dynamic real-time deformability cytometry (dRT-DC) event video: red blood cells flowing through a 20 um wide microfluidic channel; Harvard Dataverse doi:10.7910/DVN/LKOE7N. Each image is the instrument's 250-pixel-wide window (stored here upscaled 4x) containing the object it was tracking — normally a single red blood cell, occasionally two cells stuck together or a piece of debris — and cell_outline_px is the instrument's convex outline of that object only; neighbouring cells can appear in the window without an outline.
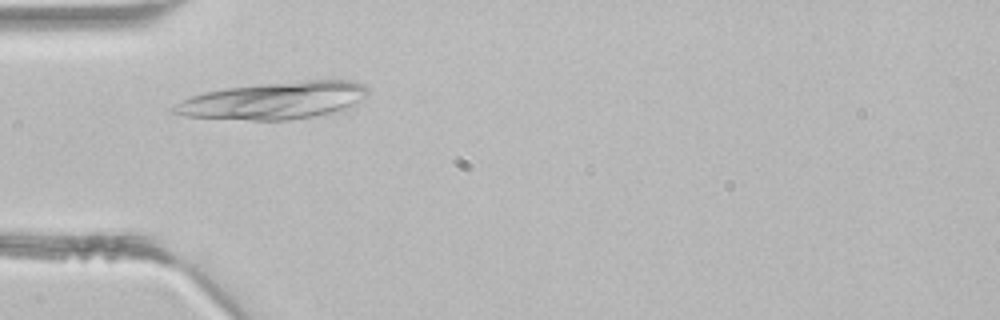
{"species": "common noctule bat (a hibernating species)", "species_latin": "Nyctalus noctula", "temperature_condition": "room temperature", "stored_images_in_passage": 1, "camera_frame_rate_fps": 3000, "um_per_image_px": 0.085, "animal": {"sex": "male", "body_mass_g": 21.5, "forearm_length_mm": 52.0}, "frame": {"image": 1, "passage_image": 1, "time_ms": 0.0, "image_size_px": [1000, 320], "cell_outline_px": [[368, 92], [364, 96], [344, 112], [288, 120], [252, 120], [184, 116], [168, 112], [168, 108], [180, 100], [204, 92], [228, 88], [260, 84], [300, 80], [352, 80], [364, 84], [368, 88]], "centroid_in_image_um": [23.29, 8.55], "position_along_channel_um": 61.7, "area_um2": 42.54}}